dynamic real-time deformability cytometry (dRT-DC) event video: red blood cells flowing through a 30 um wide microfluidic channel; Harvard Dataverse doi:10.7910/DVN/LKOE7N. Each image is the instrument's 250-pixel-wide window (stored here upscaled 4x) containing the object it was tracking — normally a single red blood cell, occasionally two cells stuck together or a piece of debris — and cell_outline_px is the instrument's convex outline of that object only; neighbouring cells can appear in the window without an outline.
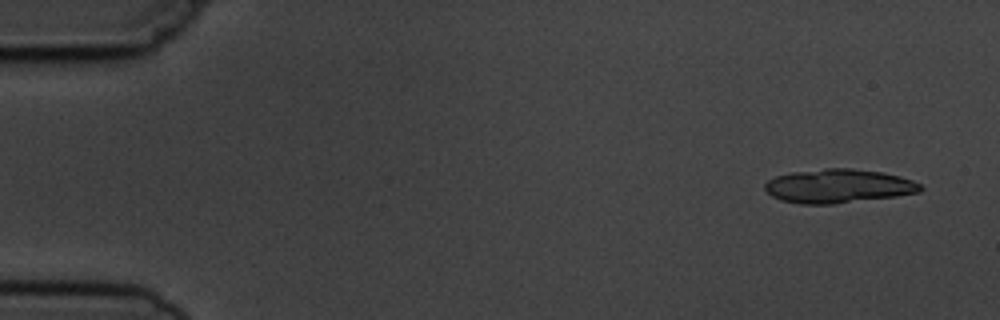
{"species": "common noctule bat (a hibernating species)", "species_latin": "Nyctalus noctula", "temperature_condition": "cold", "stored_images_in_passage": 4, "camera_frame_rate_fps": 3000, "um_per_image_px": 0.085, "animal": {"sex": "male", "body_mass_g": 19.5, "forearm_length_mm": 54.6}, "frame": {"image": 1, "passage_image": 1, "time_ms": 0.0, "image_size_px": [1000, 320], "cell_outline_px": [[924, 188], [920, 192], [896, 196], [832, 204], [800, 204], [780, 200], [772, 196], [764, 188], [764, 184], [768, 180], [776, 176], [792, 172], [824, 168], [852, 168], [884, 172], [900, 176], [912, 180], [920, 184]], "centroid_in_image_um": [71.26, 15.81], "position_along_channel_um": 13.7, "area_um2": 30.81}}